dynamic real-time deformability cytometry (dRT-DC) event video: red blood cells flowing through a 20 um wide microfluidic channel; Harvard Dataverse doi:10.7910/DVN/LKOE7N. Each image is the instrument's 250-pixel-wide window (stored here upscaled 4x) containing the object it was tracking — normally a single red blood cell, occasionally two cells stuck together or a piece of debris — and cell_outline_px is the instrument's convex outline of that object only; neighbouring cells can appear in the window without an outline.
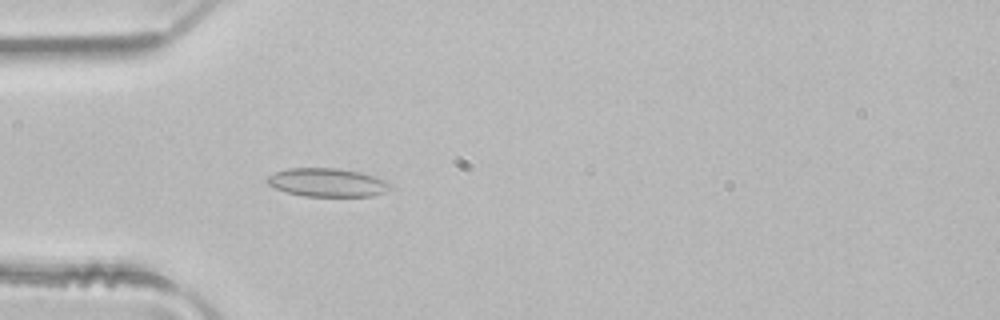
{"species": "common noctule bat (a hibernating species)", "species_latin": "Nyctalus noctula", "temperature_condition": "room temperature", "stored_images_in_passage": 3, "camera_frame_rate_fps": 3000, "um_per_image_px": 0.085, "animal": {"sex": "male", "body_mass_g": 21.5, "forearm_length_mm": 52.0}, "frame": {"image": 1, "passage_image": 3, "time_ms": 0.667, "image_size_px": [1000, 320], "cell_outline_px": [[392, 184], [384, 192], [372, 196], [304, 196], [288, 192], [276, 188], [268, 184], [264, 180], [268, 176], [276, 172], [288, 168], [336, 168], [360, 172], [388, 180]], "centroid_in_image_um": [27.83, 15.5], "position_along_channel_um": 57.2, "area_um2": 20.35}}